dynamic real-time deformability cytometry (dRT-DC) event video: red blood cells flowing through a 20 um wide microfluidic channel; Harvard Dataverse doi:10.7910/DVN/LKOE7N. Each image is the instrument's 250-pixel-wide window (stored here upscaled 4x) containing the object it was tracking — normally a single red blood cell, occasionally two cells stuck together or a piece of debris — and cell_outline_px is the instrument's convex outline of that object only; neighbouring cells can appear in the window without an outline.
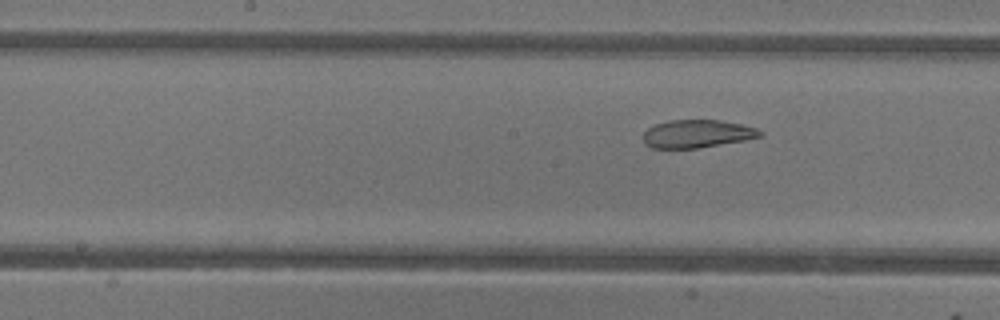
{"species": "common noctule bat (a hibernating species)", "species_latin": "Nyctalus noctula", "temperature_condition": "warm", "stored_images_in_passage": 9, "segment_of_instrument_passage": [2, 2], "camera_frame_rate_fps": 3000, "um_per_image_px": 0.085, "animal": {"sex": "female"}, "frame": {"image": 1, "passage_image": 9, "time_ms": 10.333, "image_size_px": [1000, 320], "cell_outline_px": [[764, 132], [760, 136], [744, 140], [696, 148], [652, 148], [644, 144], [644, 132], [648, 128], [656, 124], [668, 120], [720, 120], [740, 124], [756, 128]], "centroid_in_image_um": [59.23, 11.37], "position_along_channel_um": 189.0, "area_um2": 18.84}}